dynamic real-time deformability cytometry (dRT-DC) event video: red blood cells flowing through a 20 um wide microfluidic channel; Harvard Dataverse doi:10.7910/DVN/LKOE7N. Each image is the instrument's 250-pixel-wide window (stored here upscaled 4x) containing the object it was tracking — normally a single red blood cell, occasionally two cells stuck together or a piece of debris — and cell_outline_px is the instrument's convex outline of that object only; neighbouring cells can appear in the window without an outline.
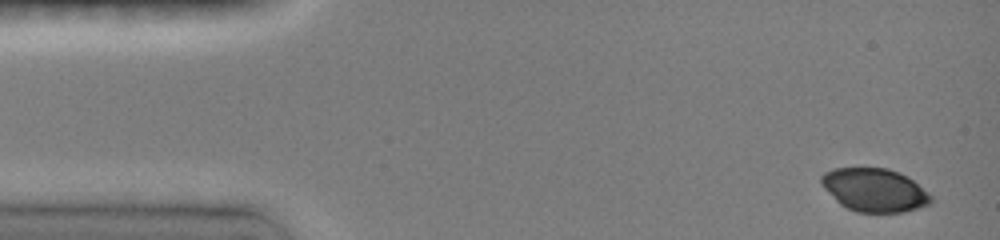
{"species": "common noctule bat (a hibernating species)", "species_latin": "Nyctalus noctula", "temperature_condition": "room temperature", "stored_images_in_passage": 12, "camera_frame_rate_fps": 3000, "um_per_image_px": 0.085, "animal": {"sex": "female", "body_mass_g": 19.0, "forearm_length_mm": 51.5}, "frame": {"image": 1, "passage_image": 1, "time_ms": 0.0, "image_size_px": [1000, 240], "cell_outline_px": [[932, 204], [904, 212], [856, 212], [840, 204], [820, 184], [820, 176], [824, 172], [832, 168], [888, 168], [900, 172], [908, 176], [928, 192], [932, 196]], "centroid_in_image_um": [74.34, 16.14], "position_along_channel_um": 10.7, "area_um2": 27.86}}
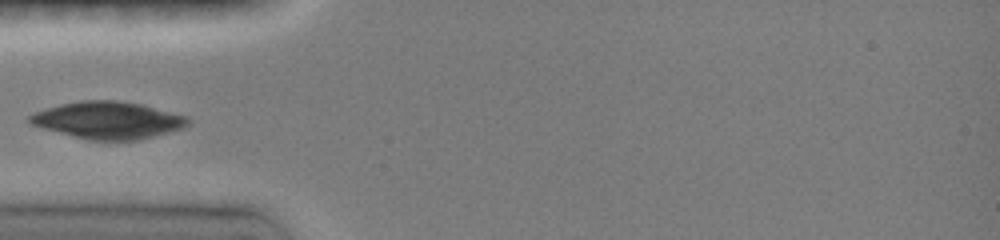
{"frame": {"image": 2, "passage_image": 5, "time_ms": 4.333, "image_size_px": [1000, 240], "cell_outline_px": [[188, 124], [184, 128], [140, 140], [88, 140], [44, 128], [32, 124], [28, 120], [28, 116], [36, 112], [60, 104], [80, 100], [116, 100], [140, 104], [188, 116]], "centroid_in_image_um": [9.21, 10.22], "position_along_channel_um": 75.8, "area_um2": 33.99}}
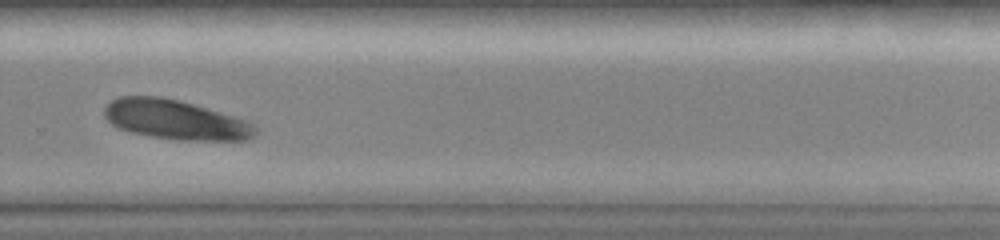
{"frame": {"image": 3, "passage_image": 11, "time_ms": 10.333, "image_size_px": [1000, 240], "cell_outline_px": [[256, 136], [244, 140], [180, 140], [152, 136], [132, 132], [120, 128], [112, 124], [104, 116], [104, 108], [112, 100], [120, 96], [160, 96], [192, 104], [232, 116], [256, 124]], "centroid_in_image_um": [14.91, 10.18], "position_along_channel_um": 314.9, "area_um2": 34.33}}